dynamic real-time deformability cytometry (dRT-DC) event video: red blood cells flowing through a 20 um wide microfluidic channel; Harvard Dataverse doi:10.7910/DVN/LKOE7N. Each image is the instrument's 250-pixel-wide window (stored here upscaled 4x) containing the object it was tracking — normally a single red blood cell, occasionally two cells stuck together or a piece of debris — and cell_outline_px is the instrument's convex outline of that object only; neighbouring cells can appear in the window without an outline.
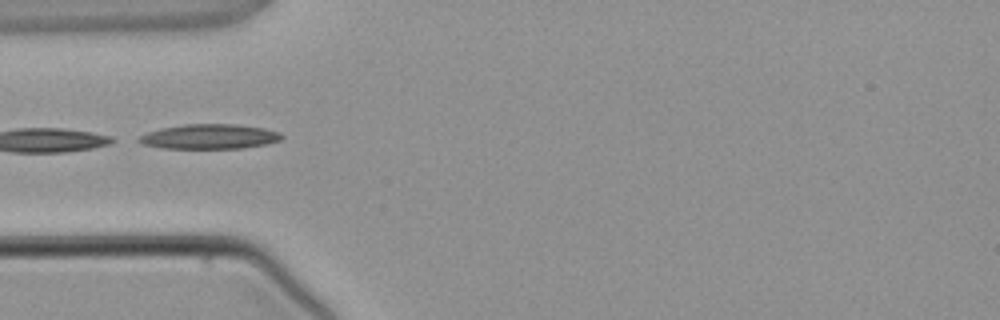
{"species": "common noctule bat (a hibernating species)", "species_latin": "Nyctalus noctula", "temperature_condition": "warm", "stored_images_in_passage": 3, "camera_frame_rate_fps": 3000, "um_per_image_px": 0.085, "animal": {"sex": "male", "body_mass_g": 21.5, "forearm_length_mm": 52.0}, "frame": {"image": 1, "passage_image": 3, "time_ms": 3.333, "image_size_px": [1000, 320], "cell_outline_px": [[284, 136], [280, 140], [264, 144], [240, 148], [160, 148], [144, 144], [136, 140], [140, 136], [148, 132], [160, 128], [184, 124], [236, 124], [264, 128], [280, 132]], "centroid_in_image_um": [17.8, 11.6], "position_along_channel_um": 67.2, "area_um2": 20.52}}